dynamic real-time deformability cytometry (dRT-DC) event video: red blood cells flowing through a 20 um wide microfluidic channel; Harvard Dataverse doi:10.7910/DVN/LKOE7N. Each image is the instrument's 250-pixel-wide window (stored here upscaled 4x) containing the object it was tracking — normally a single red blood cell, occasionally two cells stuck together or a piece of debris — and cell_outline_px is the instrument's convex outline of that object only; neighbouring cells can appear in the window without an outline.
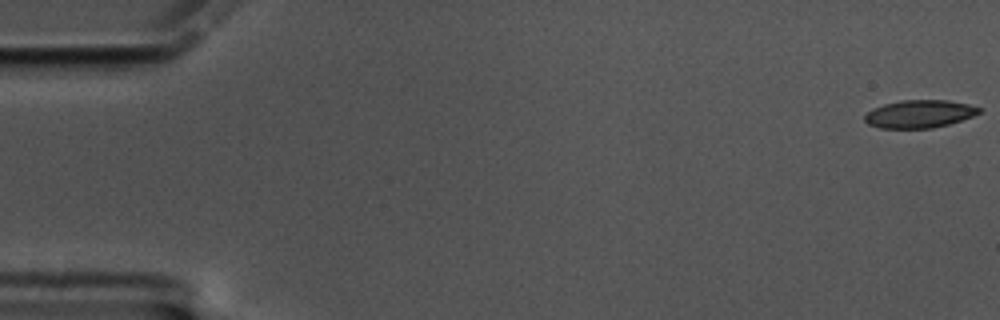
{"species": "common noctule bat (a hibernating species)", "species_latin": "Nyctalus noctula", "temperature_condition": "cold", "stored_images_in_passage": 61, "camera_frame_rate_fps": 3000, "um_per_image_px": 0.085, "animal": {"sex": "male", "body_mass_g": 17.5, "forearm_length_mm": 52.3}, "frame": {"image": 1, "passage_image": 1, "time_ms": 0.0, "image_size_px": [1000, 320], "cell_outline_px": [[984, 108], [980, 112], [972, 116], [948, 124], [932, 128], [880, 128], [868, 124], [864, 120], [864, 116], [872, 108], [884, 104], [900, 100], [948, 100], [968, 104]], "centroid_in_image_um": [78.14, 9.67], "position_along_channel_um": 6.9, "area_um2": 18.55}}
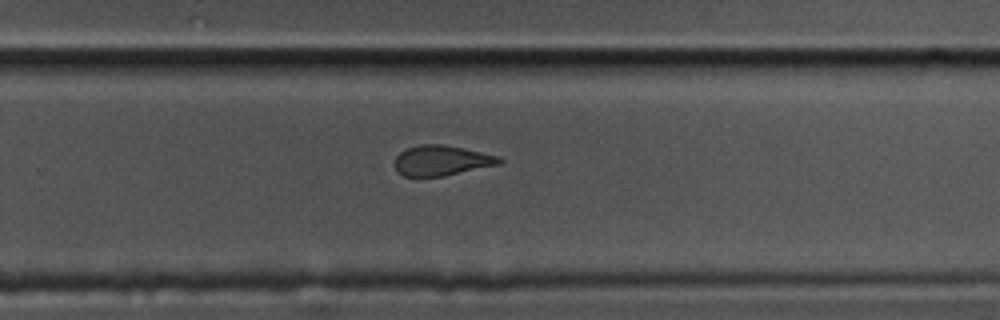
{"frame": {"image": 2, "passage_image": 39, "time_ms": 12.667, "image_size_px": [1000, 320], "cell_outline_px": [[504, 160], [500, 164], [444, 176], [404, 176], [396, 172], [396, 156], [400, 152], [408, 148], [420, 144], [444, 144], [464, 148], [500, 156]], "centroid_in_image_um": [37.56, 13.64], "position_along_channel_um": 292.2, "area_um2": 18.44}}
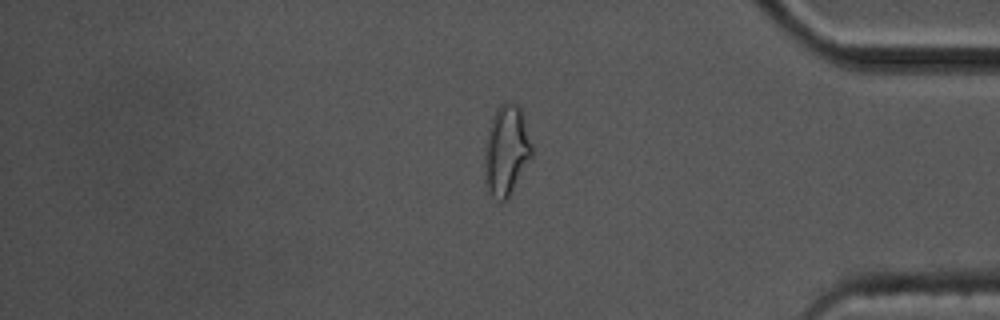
{"frame": {"image": 3, "passage_image": 50, "time_ms": 16.333, "image_size_px": [1000, 320], "cell_outline_px": [[532, 156], [508, 200], [500, 204], [492, 196], [484, 180], [484, 148], [492, 116], [496, 108], [500, 104], [508, 100], [516, 104], [520, 108], [532, 144]], "centroid_in_image_um": [43.02, 12.83], "position_along_channel_um": 392.2, "area_um2": 25.26}}